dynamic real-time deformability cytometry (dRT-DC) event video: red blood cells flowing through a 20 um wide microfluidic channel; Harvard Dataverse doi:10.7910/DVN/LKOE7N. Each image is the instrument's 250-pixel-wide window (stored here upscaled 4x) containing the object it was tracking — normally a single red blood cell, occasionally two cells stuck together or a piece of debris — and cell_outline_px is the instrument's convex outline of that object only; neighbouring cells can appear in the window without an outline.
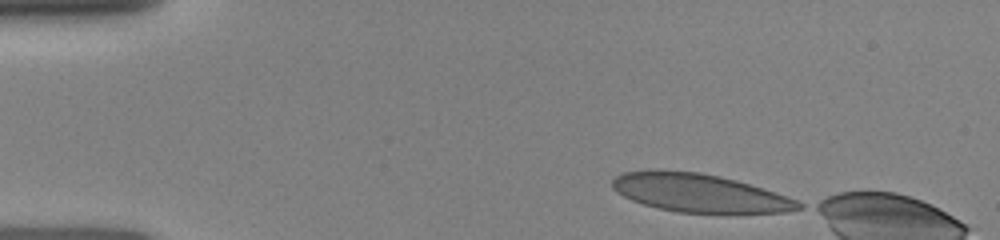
{"species": "human", "species_latin": "Homo sapiens", "temperature_condition": "room temperature", "stored_images_in_passage": 5, "camera_frame_rate_fps": 3000, "um_per_image_px": 0.085, "donor": {"sex": "female"}, "frame": {"image": 1, "passage_image": 1, "time_ms": 0.0, "image_size_px": [1000, 240], "cell_outline_px": [[804, 208], [788, 212], [728, 216], [676, 212], [644, 204], [632, 200], [616, 192], [612, 188], [612, 180], [616, 176], [624, 172], [648, 168], [656, 168], [700, 172], [720, 176], [736, 180], [796, 200], [804, 204]], "centroid_in_image_um": [59.46, 16.43], "position_along_channel_um": 25.5, "area_um2": 43.0}}